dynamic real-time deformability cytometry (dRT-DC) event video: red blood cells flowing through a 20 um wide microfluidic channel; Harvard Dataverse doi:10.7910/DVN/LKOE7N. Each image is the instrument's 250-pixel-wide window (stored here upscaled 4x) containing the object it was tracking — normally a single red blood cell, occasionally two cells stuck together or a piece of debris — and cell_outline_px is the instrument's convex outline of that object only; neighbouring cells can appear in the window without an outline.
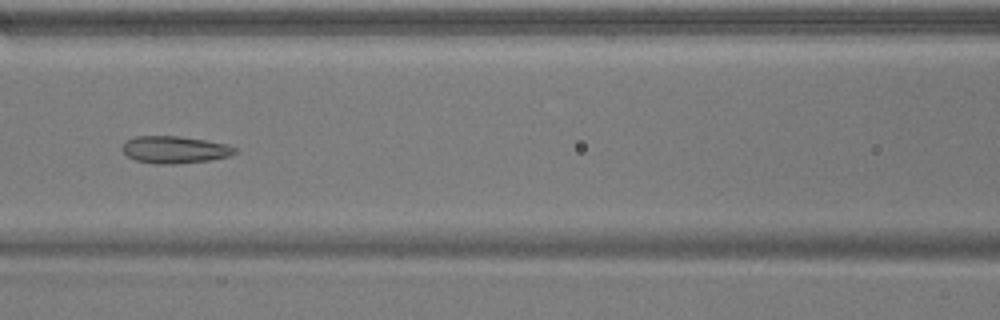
{"species": "common noctule bat (a hibernating species)", "species_latin": "Nyctalus noctula", "temperature_condition": "warm", "stored_images_in_passage": 48, "camera_frame_rate_fps": 3000, "um_per_image_px": 0.085, "animal": {"sex": "male", "body_mass_g": 17.9}, "frame": {"image": 1, "passage_image": 19, "time_ms": 6.0, "image_size_px": [1000, 320], "cell_outline_px": [[236, 152], [228, 156], [208, 160], [176, 164], [152, 164], [136, 160], [128, 156], [120, 148], [124, 140], [132, 136], [180, 136], [228, 144], [236, 148]], "centroid_in_image_um": [14.78, 12.71], "position_along_channel_um": 151.8, "area_um2": 17.98}}
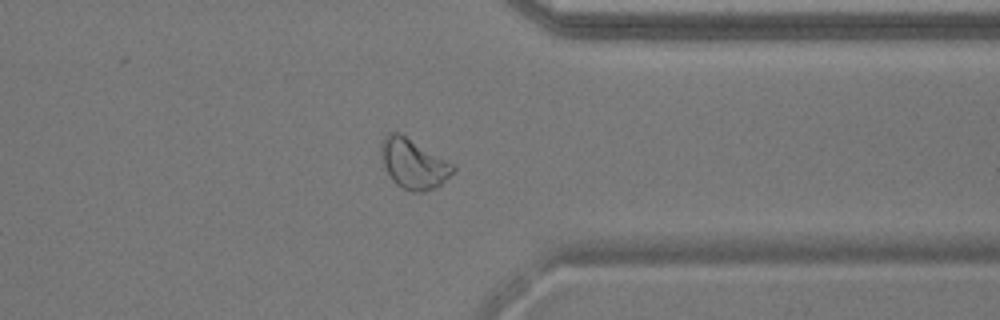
{"frame": {"image": 2, "passage_image": 37, "time_ms": 12.0, "image_size_px": [1000, 320], "cell_outline_px": [[456, 172], [436, 188], [424, 192], [412, 192], [396, 184], [392, 180], [380, 156], [380, 144], [384, 136], [388, 132], [396, 132], [404, 136], [456, 164]], "centroid_in_image_um": [35.18, 13.93], "position_along_channel_um": 376.2, "area_um2": 21.04}}
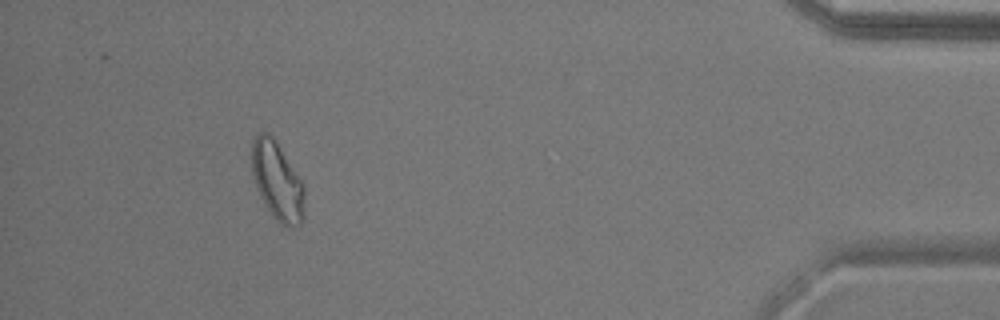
{"frame": {"image": 3, "passage_image": 44, "time_ms": 14.333, "image_size_px": [1000, 320], "cell_outline_px": [[304, 220], [300, 224], [292, 228], [288, 228], [280, 224], [272, 216], [264, 204], [256, 184], [252, 172], [252, 140], [260, 132], [268, 132], [272, 136], [304, 184]], "centroid_in_image_um": [23.59, 15.44], "position_along_channel_um": 411.6, "area_um2": 23.99}, "authors_computed_cell_mechanics": {"area_um2": 19.941, "velocity_mm_per_s": 3.8225, "shape_relaxation_time_tau1_ms": 9.5867, "shape_relaxation_time_tau2_ms": 1.5624, "deformation_change_tau1": 0.2037, "deformation_change_tau2": 0.0917}}